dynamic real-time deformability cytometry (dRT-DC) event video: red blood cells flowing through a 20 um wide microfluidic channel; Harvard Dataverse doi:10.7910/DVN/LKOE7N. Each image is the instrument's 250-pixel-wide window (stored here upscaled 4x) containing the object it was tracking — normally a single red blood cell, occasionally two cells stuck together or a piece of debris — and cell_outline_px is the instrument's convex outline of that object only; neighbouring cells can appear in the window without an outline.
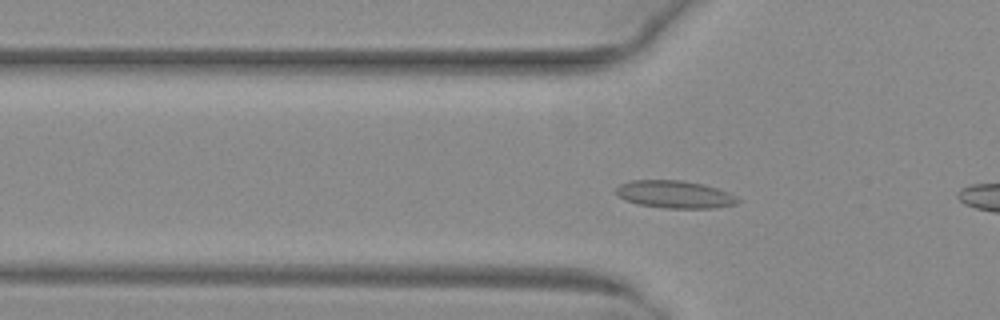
{"species": "common noctule bat (a hibernating species)", "species_latin": "Nyctalus noctula", "temperature_condition": "warm", "stored_images_in_passage": 15, "camera_frame_rate_fps": 3000, "um_per_image_px": 0.085, "animal": {"sex": "female", "body_mass_g": 29.2, "forearm_length_mm": 56.3}, "frame": {"image": 1, "passage_image": 13, "time_ms": 4.0, "image_size_px": [1000, 320], "cell_outline_px": [[740, 200], [736, 204], [716, 208], [664, 208], [636, 204], [624, 200], [616, 196], [616, 188], [620, 184], [632, 180], [684, 180], [704, 184], [728, 192], [736, 196]], "centroid_in_image_um": [57.33, 16.52], "position_along_channel_um": 68.5, "area_um2": 19.77}}